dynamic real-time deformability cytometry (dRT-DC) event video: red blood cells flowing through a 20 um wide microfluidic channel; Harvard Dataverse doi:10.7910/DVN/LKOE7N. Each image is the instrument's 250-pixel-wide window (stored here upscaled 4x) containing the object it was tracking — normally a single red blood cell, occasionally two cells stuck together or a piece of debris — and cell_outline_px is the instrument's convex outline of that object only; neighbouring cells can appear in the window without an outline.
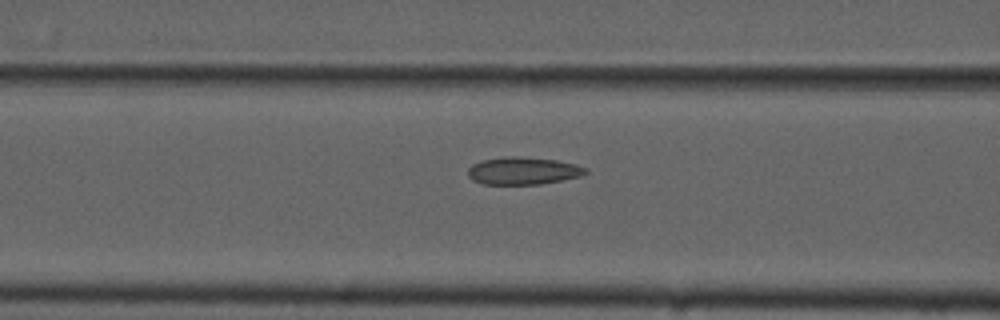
{"species": "common noctule bat (a hibernating species)", "species_latin": "Nyctalus noctula", "temperature_condition": "cold", "stored_images_in_passage": 18, "camera_frame_rate_fps": 3000, "um_per_image_px": 0.085, "animal": {"sex": "male", "forearm_length_mm": 52.5}, "frame": {"image": 1, "passage_image": 16, "time_ms": 5.0, "image_size_px": [1000, 320], "cell_outline_px": [[588, 172], [580, 176], [540, 184], [480, 184], [472, 180], [468, 176], [468, 168], [472, 164], [484, 160], [508, 156], [516, 156], [556, 160], [576, 164], [588, 168]], "centroid_in_image_um": [44.45, 14.52], "position_along_channel_um": 122.1, "area_um2": 18.79}}